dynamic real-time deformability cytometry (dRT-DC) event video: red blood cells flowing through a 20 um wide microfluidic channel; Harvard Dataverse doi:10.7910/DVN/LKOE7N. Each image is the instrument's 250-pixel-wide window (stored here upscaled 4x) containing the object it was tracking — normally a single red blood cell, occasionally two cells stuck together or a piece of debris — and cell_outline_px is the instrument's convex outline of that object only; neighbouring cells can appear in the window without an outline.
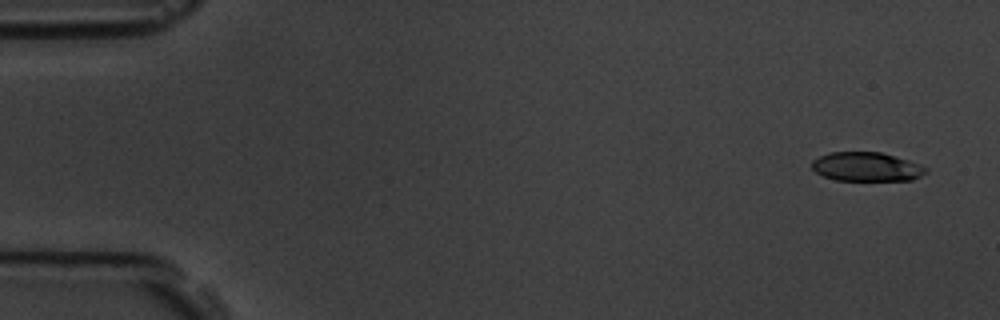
{"species": "common noctule bat (a hibernating species)", "species_latin": "Nyctalus noctula", "temperature_condition": "room temperature", "stored_images_in_passage": 4, "camera_frame_rate_fps": 3000, "um_per_image_px": 0.085, "animal": {"sex": "male", "body_mass_g": 19.5, "forearm_length_mm": 54.6}, "frame": {"image": 1, "passage_image": 1, "time_ms": 0.0, "image_size_px": [1000, 320], "cell_outline_px": [[928, 172], [912, 180], [836, 180], [824, 176], [816, 172], [812, 168], [812, 160], [828, 152], [880, 152], [908, 160], [920, 164], [928, 168]], "centroid_in_image_um": [73.66, 14.17], "position_along_channel_um": 11.3, "area_um2": 19.25}}
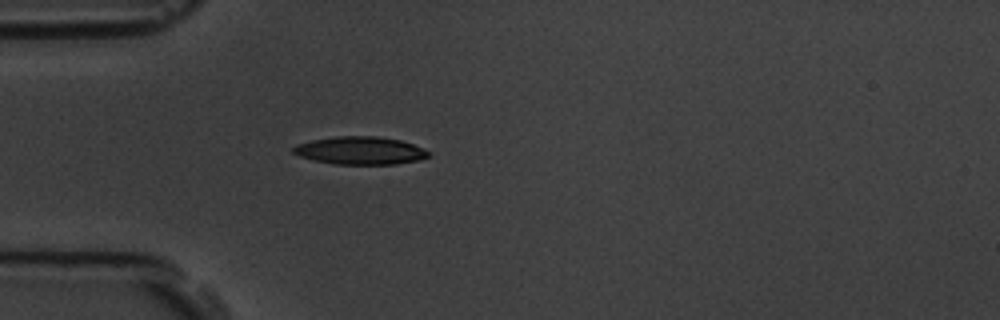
{"frame": {"image": 2, "passage_image": 4, "time_ms": 4.333, "image_size_px": [1000, 320], "cell_outline_px": [[428, 156], [416, 160], [396, 164], [336, 164], [316, 160], [300, 156], [292, 152], [292, 148], [296, 144], [312, 140], [336, 136], [376, 136], [400, 140], [424, 148], [428, 152]], "centroid_in_image_um": [30.59, 12.79], "position_along_channel_um": 54.4, "area_um2": 21.68}}